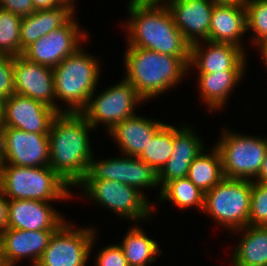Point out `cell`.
<instances>
[{
	"mask_svg": "<svg viewBox=\"0 0 267 266\" xmlns=\"http://www.w3.org/2000/svg\"><path fill=\"white\" fill-rule=\"evenodd\" d=\"M245 75V71H219L209 74H198V89L203 103L209 111L222 109L233 92L234 87Z\"/></svg>",
	"mask_w": 267,
	"mask_h": 266,
	"instance_id": "cell-25",
	"label": "cell"
},
{
	"mask_svg": "<svg viewBox=\"0 0 267 266\" xmlns=\"http://www.w3.org/2000/svg\"><path fill=\"white\" fill-rule=\"evenodd\" d=\"M260 55L262 56L263 60H267V41L264 42L259 48Z\"/></svg>",
	"mask_w": 267,
	"mask_h": 266,
	"instance_id": "cell-42",
	"label": "cell"
},
{
	"mask_svg": "<svg viewBox=\"0 0 267 266\" xmlns=\"http://www.w3.org/2000/svg\"><path fill=\"white\" fill-rule=\"evenodd\" d=\"M14 56L0 54V98H9L15 93L14 88Z\"/></svg>",
	"mask_w": 267,
	"mask_h": 266,
	"instance_id": "cell-33",
	"label": "cell"
},
{
	"mask_svg": "<svg viewBox=\"0 0 267 266\" xmlns=\"http://www.w3.org/2000/svg\"><path fill=\"white\" fill-rule=\"evenodd\" d=\"M203 42L207 46L200 42L191 45L189 71L192 67L198 69V74L246 70L247 56L242 48L230 43Z\"/></svg>",
	"mask_w": 267,
	"mask_h": 266,
	"instance_id": "cell-16",
	"label": "cell"
},
{
	"mask_svg": "<svg viewBox=\"0 0 267 266\" xmlns=\"http://www.w3.org/2000/svg\"><path fill=\"white\" fill-rule=\"evenodd\" d=\"M174 126L173 153L159 172L160 190L169 182L187 177L191 162L206 148L189 125Z\"/></svg>",
	"mask_w": 267,
	"mask_h": 266,
	"instance_id": "cell-20",
	"label": "cell"
},
{
	"mask_svg": "<svg viewBox=\"0 0 267 266\" xmlns=\"http://www.w3.org/2000/svg\"><path fill=\"white\" fill-rule=\"evenodd\" d=\"M0 188L8 200L51 202L70 199V186L49 166L24 167L3 163Z\"/></svg>",
	"mask_w": 267,
	"mask_h": 266,
	"instance_id": "cell-5",
	"label": "cell"
},
{
	"mask_svg": "<svg viewBox=\"0 0 267 266\" xmlns=\"http://www.w3.org/2000/svg\"><path fill=\"white\" fill-rule=\"evenodd\" d=\"M164 124L136 114L118 123L108 133L118 142L123 155L138 157Z\"/></svg>",
	"mask_w": 267,
	"mask_h": 266,
	"instance_id": "cell-22",
	"label": "cell"
},
{
	"mask_svg": "<svg viewBox=\"0 0 267 266\" xmlns=\"http://www.w3.org/2000/svg\"><path fill=\"white\" fill-rule=\"evenodd\" d=\"M74 14L60 27L28 46L22 55L32 62L54 68L68 55L73 54L82 46V40L87 41L89 37L86 30H82L74 19Z\"/></svg>",
	"mask_w": 267,
	"mask_h": 266,
	"instance_id": "cell-12",
	"label": "cell"
},
{
	"mask_svg": "<svg viewBox=\"0 0 267 266\" xmlns=\"http://www.w3.org/2000/svg\"><path fill=\"white\" fill-rule=\"evenodd\" d=\"M252 180L222 179L205 193L203 212L228 230L249 225Z\"/></svg>",
	"mask_w": 267,
	"mask_h": 266,
	"instance_id": "cell-6",
	"label": "cell"
},
{
	"mask_svg": "<svg viewBox=\"0 0 267 266\" xmlns=\"http://www.w3.org/2000/svg\"><path fill=\"white\" fill-rule=\"evenodd\" d=\"M119 245L129 266H148V263L152 264L156 256L162 253L156 240L149 238L144 230L136 225L128 230Z\"/></svg>",
	"mask_w": 267,
	"mask_h": 266,
	"instance_id": "cell-27",
	"label": "cell"
},
{
	"mask_svg": "<svg viewBox=\"0 0 267 266\" xmlns=\"http://www.w3.org/2000/svg\"><path fill=\"white\" fill-rule=\"evenodd\" d=\"M203 150L190 164L187 178L202 192L207 193L224 179L222 159L214 146L211 153Z\"/></svg>",
	"mask_w": 267,
	"mask_h": 266,
	"instance_id": "cell-26",
	"label": "cell"
},
{
	"mask_svg": "<svg viewBox=\"0 0 267 266\" xmlns=\"http://www.w3.org/2000/svg\"><path fill=\"white\" fill-rule=\"evenodd\" d=\"M126 48L124 79L145 101L163 95L189 73L190 57H176L128 45Z\"/></svg>",
	"mask_w": 267,
	"mask_h": 266,
	"instance_id": "cell-3",
	"label": "cell"
},
{
	"mask_svg": "<svg viewBox=\"0 0 267 266\" xmlns=\"http://www.w3.org/2000/svg\"><path fill=\"white\" fill-rule=\"evenodd\" d=\"M129 19L124 23L127 45L161 54L190 57L191 44L176 27L166 6L139 5L129 1Z\"/></svg>",
	"mask_w": 267,
	"mask_h": 266,
	"instance_id": "cell-2",
	"label": "cell"
},
{
	"mask_svg": "<svg viewBox=\"0 0 267 266\" xmlns=\"http://www.w3.org/2000/svg\"><path fill=\"white\" fill-rule=\"evenodd\" d=\"M0 266H7L3 257L2 237L0 233Z\"/></svg>",
	"mask_w": 267,
	"mask_h": 266,
	"instance_id": "cell-43",
	"label": "cell"
},
{
	"mask_svg": "<svg viewBox=\"0 0 267 266\" xmlns=\"http://www.w3.org/2000/svg\"><path fill=\"white\" fill-rule=\"evenodd\" d=\"M94 129L81 113L60 112L48 134L49 167L71 188L84 178L93 158L89 131Z\"/></svg>",
	"mask_w": 267,
	"mask_h": 266,
	"instance_id": "cell-1",
	"label": "cell"
},
{
	"mask_svg": "<svg viewBox=\"0 0 267 266\" xmlns=\"http://www.w3.org/2000/svg\"><path fill=\"white\" fill-rule=\"evenodd\" d=\"M96 180H115L134 187L144 196L143 189L160 187L159 173L151 165L126 155L99 161L92 158L81 181Z\"/></svg>",
	"mask_w": 267,
	"mask_h": 266,
	"instance_id": "cell-11",
	"label": "cell"
},
{
	"mask_svg": "<svg viewBox=\"0 0 267 266\" xmlns=\"http://www.w3.org/2000/svg\"><path fill=\"white\" fill-rule=\"evenodd\" d=\"M100 62L96 56L78 48L53 68L56 111L80 113L96 91L100 75ZM57 100L66 102V109Z\"/></svg>",
	"mask_w": 267,
	"mask_h": 266,
	"instance_id": "cell-4",
	"label": "cell"
},
{
	"mask_svg": "<svg viewBox=\"0 0 267 266\" xmlns=\"http://www.w3.org/2000/svg\"><path fill=\"white\" fill-rule=\"evenodd\" d=\"M230 131L223 129L222 137L214 143L221 155L224 178L253 181L258 176L267 151V137Z\"/></svg>",
	"mask_w": 267,
	"mask_h": 266,
	"instance_id": "cell-7",
	"label": "cell"
},
{
	"mask_svg": "<svg viewBox=\"0 0 267 266\" xmlns=\"http://www.w3.org/2000/svg\"><path fill=\"white\" fill-rule=\"evenodd\" d=\"M34 9H51L60 6L56 0H32Z\"/></svg>",
	"mask_w": 267,
	"mask_h": 266,
	"instance_id": "cell-37",
	"label": "cell"
},
{
	"mask_svg": "<svg viewBox=\"0 0 267 266\" xmlns=\"http://www.w3.org/2000/svg\"><path fill=\"white\" fill-rule=\"evenodd\" d=\"M74 228V229H73ZM95 228H75L65 221L52 235L35 266H86L97 235Z\"/></svg>",
	"mask_w": 267,
	"mask_h": 266,
	"instance_id": "cell-10",
	"label": "cell"
},
{
	"mask_svg": "<svg viewBox=\"0 0 267 266\" xmlns=\"http://www.w3.org/2000/svg\"><path fill=\"white\" fill-rule=\"evenodd\" d=\"M214 5L209 0H172L166 7L176 27L192 45L208 41Z\"/></svg>",
	"mask_w": 267,
	"mask_h": 266,
	"instance_id": "cell-17",
	"label": "cell"
},
{
	"mask_svg": "<svg viewBox=\"0 0 267 266\" xmlns=\"http://www.w3.org/2000/svg\"><path fill=\"white\" fill-rule=\"evenodd\" d=\"M122 79L99 95L92 94L80 112L94 129L103 123L110 132L121 121L135 116L134 109L145 101L130 82Z\"/></svg>",
	"mask_w": 267,
	"mask_h": 266,
	"instance_id": "cell-9",
	"label": "cell"
},
{
	"mask_svg": "<svg viewBox=\"0 0 267 266\" xmlns=\"http://www.w3.org/2000/svg\"><path fill=\"white\" fill-rule=\"evenodd\" d=\"M264 65L267 67V60H263Z\"/></svg>",
	"mask_w": 267,
	"mask_h": 266,
	"instance_id": "cell-46",
	"label": "cell"
},
{
	"mask_svg": "<svg viewBox=\"0 0 267 266\" xmlns=\"http://www.w3.org/2000/svg\"><path fill=\"white\" fill-rule=\"evenodd\" d=\"M159 201H171L179 207L185 209L196 207L201 212L204 209L205 193L197 188L187 177L173 180L159 190ZM166 200V201H165Z\"/></svg>",
	"mask_w": 267,
	"mask_h": 266,
	"instance_id": "cell-28",
	"label": "cell"
},
{
	"mask_svg": "<svg viewBox=\"0 0 267 266\" xmlns=\"http://www.w3.org/2000/svg\"><path fill=\"white\" fill-rule=\"evenodd\" d=\"M60 5L67 6L71 11L75 12V0H56Z\"/></svg>",
	"mask_w": 267,
	"mask_h": 266,
	"instance_id": "cell-41",
	"label": "cell"
},
{
	"mask_svg": "<svg viewBox=\"0 0 267 266\" xmlns=\"http://www.w3.org/2000/svg\"><path fill=\"white\" fill-rule=\"evenodd\" d=\"M15 93L40 101L56 110L53 68L14 56Z\"/></svg>",
	"mask_w": 267,
	"mask_h": 266,
	"instance_id": "cell-15",
	"label": "cell"
},
{
	"mask_svg": "<svg viewBox=\"0 0 267 266\" xmlns=\"http://www.w3.org/2000/svg\"><path fill=\"white\" fill-rule=\"evenodd\" d=\"M4 118V100L0 98V128Z\"/></svg>",
	"mask_w": 267,
	"mask_h": 266,
	"instance_id": "cell-44",
	"label": "cell"
},
{
	"mask_svg": "<svg viewBox=\"0 0 267 266\" xmlns=\"http://www.w3.org/2000/svg\"><path fill=\"white\" fill-rule=\"evenodd\" d=\"M246 32L245 5H214L208 41L214 43H230L245 51L241 42Z\"/></svg>",
	"mask_w": 267,
	"mask_h": 266,
	"instance_id": "cell-21",
	"label": "cell"
},
{
	"mask_svg": "<svg viewBox=\"0 0 267 266\" xmlns=\"http://www.w3.org/2000/svg\"><path fill=\"white\" fill-rule=\"evenodd\" d=\"M57 114L55 109L40 101L14 93L4 100V118L1 127L49 134L51 123Z\"/></svg>",
	"mask_w": 267,
	"mask_h": 266,
	"instance_id": "cell-14",
	"label": "cell"
},
{
	"mask_svg": "<svg viewBox=\"0 0 267 266\" xmlns=\"http://www.w3.org/2000/svg\"><path fill=\"white\" fill-rule=\"evenodd\" d=\"M214 4L245 5L247 0H209Z\"/></svg>",
	"mask_w": 267,
	"mask_h": 266,
	"instance_id": "cell-40",
	"label": "cell"
},
{
	"mask_svg": "<svg viewBox=\"0 0 267 266\" xmlns=\"http://www.w3.org/2000/svg\"><path fill=\"white\" fill-rule=\"evenodd\" d=\"M174 125L165 123L147 144L138 158L151 165L158 173L173 153Z\"/></svg>",
	"mask_w": 267,
	"mask_h": 266,
	"instance_id": "cell-29",
	"label": "cell"
},
{
	"mask_svg": "<svg viewBox=\"0 0 267 266\" xmlns=\"http://www.w3.org/2000/svg\"><path fill=\"white\" fill-rule=\"evenodd\" d=\"M253 181L267 185V151L265 153L264 160L261 169L258 173V176Z\"/></svg>",
	"mask_w": 267,
	"mask_h": 266,
	"instance_id": "cell-38",
	"label": "cell"
},
{
	"mask_svg": "<svg viewBox=\"0 0 267 266\" xmlns=\"http://www.w3.org/2000/svg\"><path fill=\"white\" fill-rule=\"evenodd\" d=\"M249 226H267V185L252 181Z\"/></svg>",
	"mask_w": 267,
	"mask_h": 266,
	"instance_id": "cell-32",
	"label": "cell"
},
{
	"mask_svg": "<svg viewBox=\"0 0 267 266\" xmlns=\"http://www.w3.org/2000/svg\"><path fill=\"white\" fill-rule=\"evenodd\" d=\"M172 0H130L139 5L167 6Z\"/></svg>",
	"mask_w": 267,
	"mask_h": 266,
	"instance_id": "cell-39",
	"label": "cell"
},
{
	"mask_svg": "<svg viewBox=\"0 0 267 266\" xmlns=\"http://www.w3.org/2000/svg\"><path fill=\"white\" fill-rule=\"evenodd\" d=\"M0 8L22 17L35 11L32 0H0Z\"/></svg>",
	"mask_w": 267,
	"mask_h": 266,
	"instance_id": "cell-35",
	"label": "cell"
},
{
	"mask_svg": "<svg viewBox=\"0 0 267 266\" xmlns=\"http://www.w3.org/2000/svg\"><path fill=\"white\" fill-rule=\"evenodd\" d=\"M22 16L0 8V54L20 56V25Z\"/></svg>",
	"mask_w": 267,
	"mask_h": 266,
	"instance_id": "cell-30",
	"label": "cell"
},
{
	"mask_svg": "<svg viewBox=\"0 0 267 266\" xmlns=\"http://www.w3.org/2000/svg\"><path fill=\"white\" fill-rule=\"evenodd\" d=\"M78 185L86 198L127 220L142 222L154 213L148 197L130 185L115 180L80 181Z\"/></svg>",
	"mask_w": 267,
	"mask_h": 266,
	"instance_id": "cell-8",
	"label": "cell"
},
{
	"mask_svg": "<svg viewBox=\"0 0 267 266\" xmlns=\"http://www.w3.org/2000/svg\"><path fill=\"white\" fill-rule=\"evenodd\" d=\"M50 202L8 200L7 228L37 231L57 230L65 221Z\"/></svg>",
	"mask_w": 267,
	"mask_h": 266,
	"instance_id": "cell-18",
	"label": "cell"
},
{
	"mask_svg": "<svg viewBox=\"0 0 267 266\" xmlns=\"http://www.w3.org/2000/svg\"><path fill=\"white\" fill-rule=\"evenodd\" d=\"M56 230L27 231L6 228L1 232L3 257L7 266H15L29 258L35 266Z\"/></svg>",
	"mask_w": 267,
	"mask_h": 266,
	"instance_id": "cell-19",
	"label": "cell"
},
{
	"mask_svg": "<svg viewBox=\"0 0 267 266\" xmlns=\"http://www.w3.org/2000/svg\"><path fill=\"white\" fill-rule=\"evenodd\" d=\"M242 233L232 254L233 266H267V226H247L233 231Z\"/></svg>",
	"mask_w": 267,
	"mask_h": 266,
	"instance_id": "cell-24",
	"label": "cell"
},
{
	"mask_svg": "<svg viewBox=\"0 0 267 266\" xmlns=\"http://www.w3.org/2000/svg\"><path fill=\"white\" fill-rule=\"evenodd\" d=\"M95 258L96 266H129L119 244L102 248Z\"/></svg>",
	"mask_w": 267,
	"mask_h": 266,
	"instance_id": "cell-34",
	"label": "cell"
},
{
	"mask_svg": "<svg viewBox=\"0 0 267 266\" xmlns=\"http://www.w3.org/2000/svg\"><path fill=\"white\" fill-rule=\"evenodd\" d=\"M247 30H252V42L260 47L267 41V0H247Z\"/></svg>",
	"mask_w": 267,
	"mask_h": 266,
	"instance_id": "cell-31",
	"label": "cell"
},
{
	"mask_svg": "<svg viewBox=\"0 0 267 266\" xmlns=\"http://www.w3.org/2000/svg\"><path fill=\"white\" fill-rule=\"evenodd\" d=\"M4 161H3V155H2V138H1V130H0V168L2 167Z\"/></svg>",
	"mask_w": 267,
	"mask_h": 266,
	"instance_id": "cell-45",
	"label": "cell"
},
{
	"mask_svg": "<svg viewBox=\"0 0 267 266\" xmlns=\"http://www.w3.org/2000/svg\"><path fill=\"white\" fill-rule=\"evenodd\" d=\"M73 13L67 6L60 5L24 16L20 25V51L23 53L36 40L60 27Z\"/></svg>",
	"mask_w": 267,
	"mask_h": 266,
	"instance_id": "cell-23",
	"label": "cell"
},
{
	"mask_svg": "<svg viewBox=\"0 0 267 266\" xmlns=\"http://www.w3.org/2000/svg\"><path fill=\"white\" fill-rule=\"evenodd\" d=\"M0 130L5 164L49 166L48 134L29 133L12 127H1Z\"/></svg>",
	"mask_w": 267,
	"mask_h": 266,
	"instance_id": "cell-13",
	"label": "cell"
},
{
	"mask_svg": "<svg viewBox=\"0 0 267 266\" xmlns=\"http://www.w3.org/2000/svg\"><path fill=\"white\" fill-rule=\"evenodd\" d=\"M8 199L0 188V233L7 228Z\"/></svg>",
	"mask_w": 267,
	"mask_h": 266,
	"instance_id": "cell-36",
	"label": "cell"
}]
</instances>
